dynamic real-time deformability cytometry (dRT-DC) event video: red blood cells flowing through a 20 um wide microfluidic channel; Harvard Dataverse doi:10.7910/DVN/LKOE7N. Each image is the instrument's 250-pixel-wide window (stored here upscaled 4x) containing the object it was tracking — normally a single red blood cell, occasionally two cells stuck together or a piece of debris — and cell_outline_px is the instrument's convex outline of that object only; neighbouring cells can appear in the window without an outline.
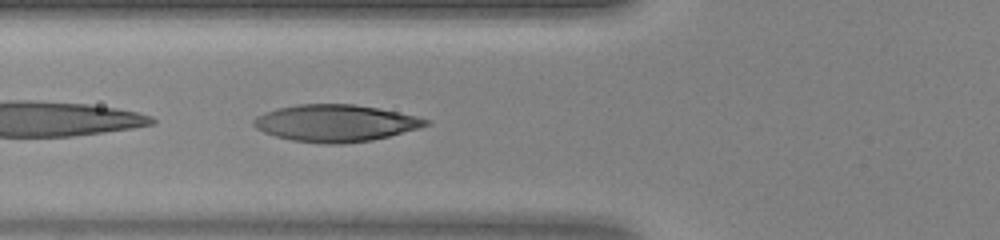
{"species": "human", "species_latin": "Homo sapiens", "temperature_condition": "warm", "stored_images_in_passage": 33, "camera_frame_rate_fps": 3000, "um_per_image_px": 0.085, "donor": {"sex": "female"}, "frame": {"image": 1, "passage_image": 16, "time_ms": 5.0, "image_size_px": [1000, 240], "cell_outline_px": [[432, 124], [420, 128], [372, 140], [340, 144], [324, 144], [292, 140], [276, 136], [264, 132], [256, 128], [252, 124], [252, 120], [256, 116], [264, 112], [296, 104], [352, 104], [380, 108], [416, 116], [432, 120]], "centroid_in_image_um": [28.54, 10.46], "position_along_channel_um": 97.3, "area_um2": 37.17}}
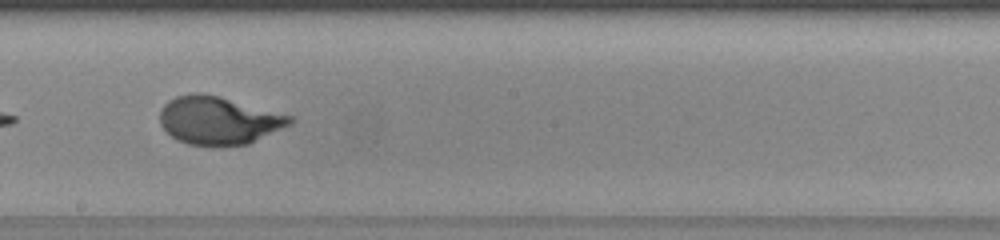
{"frame": {"image": 2, "passage_image": 25, "time_ms": 8.0, "image_size_px": [1000, 240], "cell_outline_px": [[296, 120], [292, 124], [248, 144], [220, 148], [216, 148], [188, 144], [176, 140], [160, 124], [160, 112], [164, 104], [168, 100], [176, 96], [192, 92], [200, 92], [220, 96], [292, 116]], "centroid_in_image_um": [18.58, 10.26], "position_along_channel_um": 229.6, "area_um2": 36.99}}
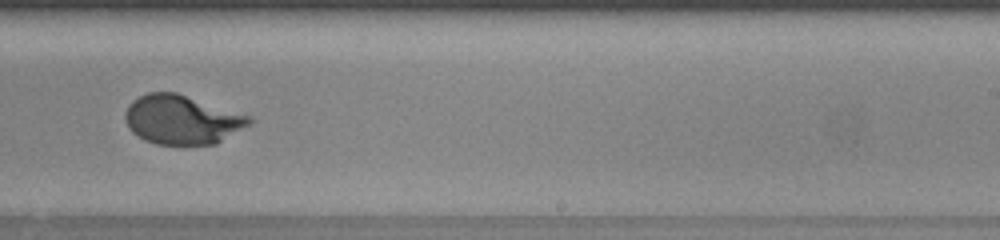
{"frame": {"image": 3, "passage_image": 28, "time_ms": 9.0, "image_size_px": [1000, 240], "cell_outline_px": [[252, 120], [248, 124], [216, 144], [184, 148], [156, 144], [144, 140], [132, 132], [128, 128], [124, 116], [124, 112], [128, 104], [132, 100], [148, 92], [176, 92], [252, 116]], "centroid_in_image_um": [15.43, 10.21], "position_along_channel_um": 273.6, "area_um2": 36.3}}